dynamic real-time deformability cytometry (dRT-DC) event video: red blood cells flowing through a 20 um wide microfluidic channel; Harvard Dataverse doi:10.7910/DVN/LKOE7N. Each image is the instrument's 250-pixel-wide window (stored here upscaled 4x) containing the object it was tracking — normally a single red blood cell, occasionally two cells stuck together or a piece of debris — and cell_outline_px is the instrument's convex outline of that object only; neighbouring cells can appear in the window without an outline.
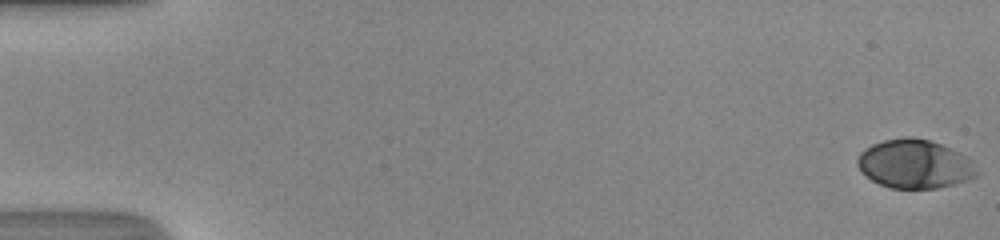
{"species": "human", "species_latin": "Homo sapiens", "temperature_condition": "room temperature", "stored_images_in_passage": 50, "camera_frame_rate_fps": 3000, "um_per_image_px": 0.085, "donor": {"sex": "male"}, "frame": {"image": 1, "passage_image": 1, "time_ms": 0.0, "image_size_px": [1000, 240], "cell_outline_px": [[976, 176], [968, 180], [956, 184], [936, 188], [892, 188], [880, 184], [872, 180], [856, 164], [856, 160], [860, 152], [872, 144], [884, 140], [908, 136], [912, 136], [928, 140], [940, 144], [964, 156], [968, 160], [976, 172]], "centroid_in_image_um": [77.69, 13.94], "position_along_channel_um": 7.3, "area_um2": 33.29}}
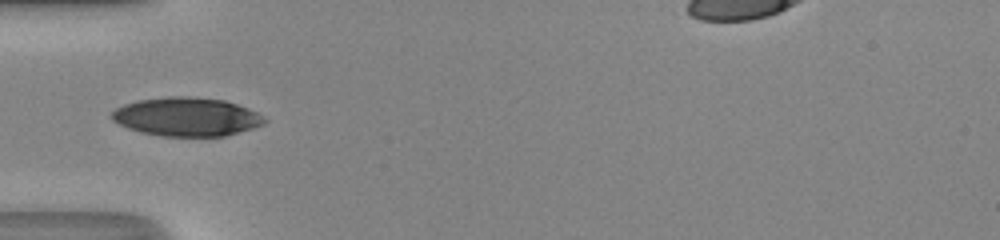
{"frame": {"image": 2, "passage_image": 18, "time_ms": 5.667, "image_size_px": [1000, 240], "cell_outline_px": [[268, 120], [264, 124], [252, 128], [224, 136], [160, 136], [140, 132], [128, 128], [112, 120], [108, 116], [116, 108], [124, 104], [136, 100], [168, 96], [188, 96], [224, 100], [248, 108], [256, 112]], "centroid_in_image_um": [15.82, 9.92], "position_along_channel_um": 69.2, "area_um2": 34.51}}
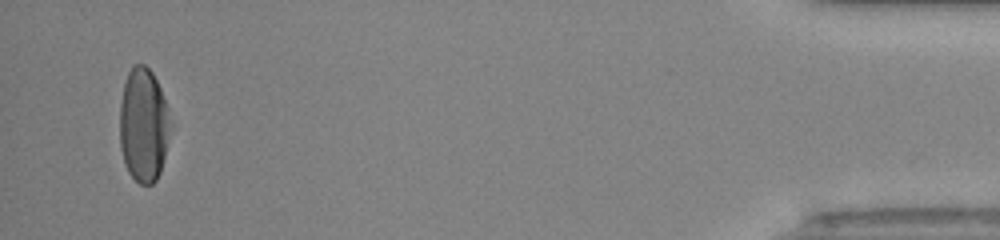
{"frame": {"image": 3, "passage_image": 48, "time_ms": 15.667, "image_size_px": [1000, 240], "cell_outline_px": [[168, 128], [164, 156], [160, 172], [156, 180], [152, 184], [140, 184], [128, 172], [124, 164], [120, 148], [120, 104], [124, 84], [128, 72], [132, 64], [144, 64], [152, 72], [160, 88], [168, 108]], "centroid_in_image_um": [12.15, 10.62], "position_along_channel_um": 423.0, "area_um2": 33.23}, "authors_computed_cell_mechanics": {"area_um2": 33.6685, "velocity_mm_per_s": 4.3462, "shape_relaxation_time_tau1_ms": 3.1316, "shape_relaxation_time_tau2_ms": null, "deformation_change_tau1": 0.1646, "deformation_change_tau2": null}}